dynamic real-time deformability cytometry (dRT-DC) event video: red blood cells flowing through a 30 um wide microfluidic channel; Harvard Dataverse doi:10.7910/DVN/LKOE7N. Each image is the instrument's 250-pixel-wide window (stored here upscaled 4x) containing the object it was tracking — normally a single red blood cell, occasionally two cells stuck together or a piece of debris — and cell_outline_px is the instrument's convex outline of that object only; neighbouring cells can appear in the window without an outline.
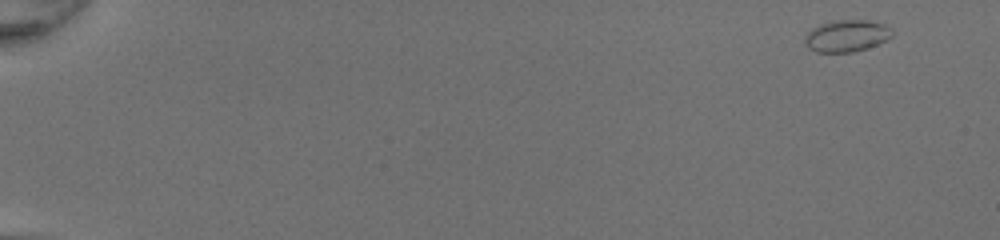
{"species": "common noctule bat (a hibernating species)", "species_latin": "Nyctalus noctula", "temperature_condition": "room temperature", "stored_images_in_passage": 48, "camera_frame_rate_fps": 3000, "um_per_image_px": 0.085, "animal": {"sex": "female", "body_mass_g": 20.0, "forearm_length_mm": 54.0}, "frame": {"image": 1, "passage_image": 1, "time_ms": 0.0, "image_size_px": [1000, 240], "cell_outline_px": [[892, 36], [888, 40], [852, 52], [816, 52], [808, 48], [804, 44], [804, 36], [812, 28], [820, 24], [832, 20], [868, 20], [884, 24], [892, 28]], "centroid_in_image_um": [71.94, 3.04], "position_along_channel_um": 13.1, "area_um2": 16.3}}
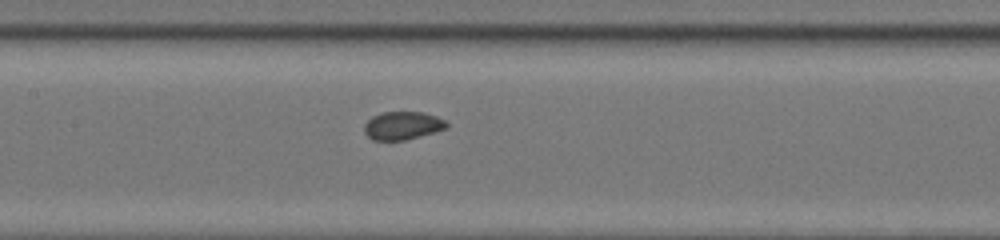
{"frame": {"image": 2, "passage_image": 25, "time_ms": 8.0, "image_size_px": [1000, 240], "cell_outline_px": [[448, 128], [436, 132], [404, 140], [372, 140], [364, 132], [364, 124], [372, 116], [384, 112], [424, 112], [436, 116], [444, 120], [448, 124]], "centroid_in_image_um": [34.23, 10.67], "position_along_channel_um": 173.2, "area_um2": 13.53}}
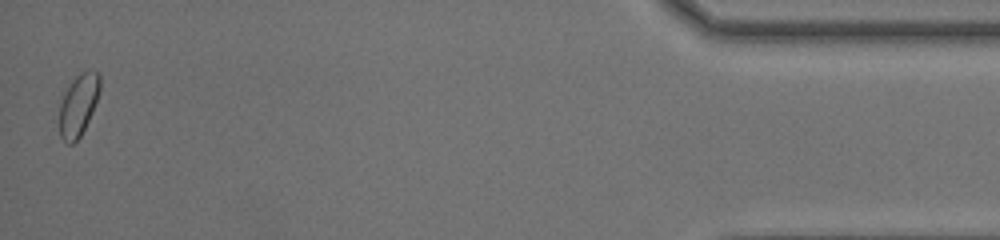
{"frame": {"image": 3, "passage_image": 48, "time_ms": 15.667, "image_size_px": [1000, 240], "cell_outline_px": [[100, 92], [92, 112], [80, 136], [72, 144], [68, 144], [60, 136], [60, 104], [64, 92], [72, 80], [80, 72], [88, 68], [96, 72], [100, 76]], "centroid_in_image_um": [6.67, 8.87], "position_along_channel_um": 428.5, "area_um2": 14.57}, "authors_computed_cell_mechanics": {"area_um2": 14.2477, "velocity_mm_per_s": 4.309, "shape_relaxation_time_tau1_ms": 7.4016, "shape_relaxation_time_tau2_ms": 0.8154, "deformation_change_tau1": 0.0605, "deformation_change_tau2": 0.046}}